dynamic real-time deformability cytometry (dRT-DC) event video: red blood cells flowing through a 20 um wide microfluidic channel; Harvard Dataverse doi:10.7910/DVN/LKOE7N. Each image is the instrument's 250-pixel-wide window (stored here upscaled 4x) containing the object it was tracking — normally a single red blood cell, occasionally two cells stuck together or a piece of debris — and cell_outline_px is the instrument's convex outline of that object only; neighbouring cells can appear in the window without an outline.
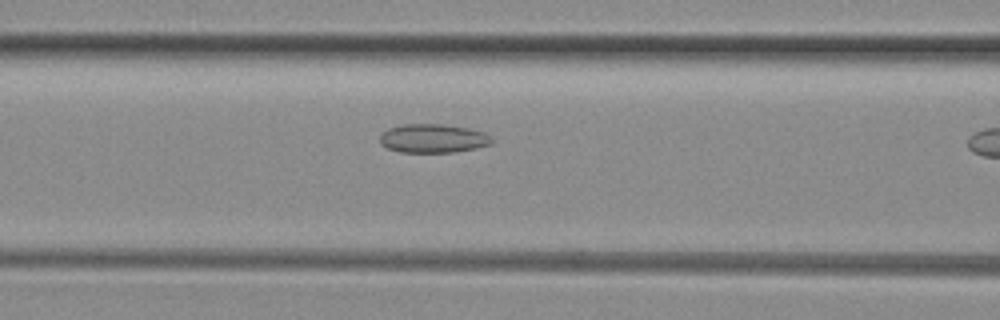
{"species": "common noctule bat (a hibernating species)", "species_latin": "Nyctalus noctula", "temperature_condition": "room temperature", "stored_images_in_passage": 8, "camera_frame_rate_fps": 3000, "um_per_image_px": 0.085, "animal": {"sex": "female", "body_mass_g": 29.2, "forearm_length_mm": 56.3}, "frame": {"image": 1, "passage_image": 7, "time_ms": 2.0, "image_size_px": [1000, 320], "cell_outline_px": [[492, 144], [476, 148], [452, 152], [400, 152], [388, 148], [380, 144], [380, 136], [388, 128], [404, 124], [440, 124], [468, 128], [484, 132], [492, 140]], "centroid_in_image_um": [36.79, 11.76], "position_along_channel_um": 129.8, "area_um2": 18.61}}